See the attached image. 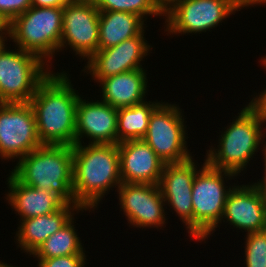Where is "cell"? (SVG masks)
I'll return each instance as SVG.
<instances>
[{"instance_id": "obj_1", "label": "cell", "mask_w": 266, "mask_h": 267, "mask_svg": "<svg viewBox=\"0 0 266 267\" xmlns=\"http://www.w3.org/2000/svg\"><path fill=\"white\" fill-rule=\"evenodd\" d=\"M66 74L51 73L29 101L42 145L76 144V108L80 96Z\"/></svg>"}, {"instance_id": "obj_2", "label": "cell", "mask_w": 266, "mask_h": 267, "mask_svg": "<svg viewBox=\"0 0 266 267\" xmlns=\"http://www.w3.org/2000/svg\"><path fill=\"white\" fill-rule=\"evenodd\" d=\"M73 148V194L84 209L97 204L110 188L122 184L118 144H75Z\"/></svg>"}, {"instance_id": "obj_3", "label": "cell", "mask_w": 266, "mask_h": 267, "mask_svg": "<svg viewBox=\"0 0 266 267\" xmlns=\"http://www.w3.org/2000/svg\"><path fill=\"white\" fill-rule=\"evenodd\" d=\"M11 173L23 184L55 193L65 203L79 205L74 198L73 148L42 145L17 162Z\"/></svg>"}, {"instance_id": "obj_4", "label": "cell", "mask_w": 266, "mask_h": 267, "mask_svg": "<svg viewBox=\"0 0 266 267\" xmlns=\"http://www.w3.org/2000/svg\"><path fill=\"white\" fill-rule=\"evenodd\" d=\"M221 134L218 149L210 148L206 162L214 168L239 174L259 149L266 117L252 100ZM264 123V124H262Z\"/></svg>"}, {"instance_id": "obj_5", "label": "cell", "mask_w": 266, "mask_h": 267, "mask_svg": "<svg viewBox=\"0 0 266 267\" xmlns=\"http://www.w3.org/2000/svg\"><path fill=\"white\" fill-rule=\"evenodd\" d=\"M237 174L211 167L205 160L201 170L197 171L192 187L193 238L206 240L222 221L229 189L224 184V177Z\"/></svg>"}, {"instance_id": "obj_6", "label": "cell", "mask_w": 266, "mask_h": 267, "mask_svg": "<svg viewBox=\"0 0 266 267\" xmlns=\"http://www.w3.org/2000/svg\"><path fill=\"white\" fill-rule=\"evenodd\" d=\"M63 7H34L10 22V38L18 48L43 61L59 51L62 36Z\"/></svg>"}, {"instance_id": "obj_7", "label": "cell", "mask_w": 266, "mask_h": 267, "mask_svg": "<svg viewBox=\"0 0 266 267\" xmlns=\"http://www.w3.org/2000/svg\"><path fill=\"white\" fill-rule=\"evenodd\" d=\"M5 46L0 45V103H28L51 74L45 69L47 60L20 48L9 51Z\"/></svg>"}, {"instance_id": "obj_8", "label": "cell", "mask_w": 266, "mask_h": 267, "mask_svg": "<svg viewBox=\"0 0 266 267\" xmlns=\"http://www.w3.org/2000/svg\"><path fill=\"white\" fill-rule=\"evenodd\" d=\"M182 110L175 104H161L152 112L143 140L165 163H178L191 158L186 147V130Z\"/></svg>"}, {"instance_id": "obj_9", "label": "cell", "mask_w": 266, "mask_h": 267, "mask_svg": "<svg viewBox=\"0 0 266 267\" xmlns=\"http://www.w3.org/2000/svg\"><path fill=\"white\" fill-rule=\"evenodd\" d=\"M245 6L239 0H177L164 14L170 34L201 33Z\"/></svg>"}, {"instance_id": "obj_10", "label": "cell", "mask_w": 266, "mask_h": 267, "mask_svg": "<svg viewBox=\"0 0 266 267\" xmlns=\"http://www.w3.org/2000/svg\"><path fill=\"white\" fill-rule=\"evenodd\" d=\"M42 146L36 119L28 103H0V156L22 158Z\"/></svg>"}, {"instance_id": "obj_11", "label": "cell", "mask_w": 266, "mask_h": 267, "mask_svg": "<svg viewBox=\"0 0 266 267\" xmlns=\"http://www.w3.org/2000/svg\"><path fill=\"white\" fill-rule=\"evenodd\" d=\"M99 13L93 0H77L63 7L60 50L69 45L87 60L98 51Z\"/></svg>"}, {"instance_id": "obj_12", "label": "cell", "mask_w": 266, "mask_h": 267, "mask_svg": "<svg viewBox=\"0 0 266 267\" xmlns=\"http://www.w3.org/2000/svg\"><path fill=\"white\" fill-rule=\"evenodd\" d=\"M119 200L128 222L136 227H163L166 202L156 184L122 183Z\"/></svg>"}, {"instance_id": "obj_13", "label": "cell", "mask_w": 266, "mask_h": 267, "mask_svg": "<svg viewBox=\"0 0 266 267\" xmlns=\"http://www.w3.org/2000/svg\"><path fill=\"white\" fill-rule=\"evenodd\" d=\"M143 36L144 30L138 36L124 40L118 45L98 49L88 59L85 68L97 82L123 72L143 69L140 63L151 49Z\"/></svg>"}, {"instance_id": "obj_14", "label": "cell", "mask_w": 266, "mask_h": 267, "mask_svg": "<svg viewBox=\"0 0 266 267\" xmlns=\"http://www.w3.org/2000/svg\"><path fill=\"white\" fill-rule=\"evenodd\" d=\"M193 161L191 157L183 162L165 164L158 184L164 201L180 216L192 238V187L198 171Z\"/></svg>"}, {"instance_id": "obj_15", "label": "cell", "mask_w": 266, "mask_h": 267, "mask_svg": "<svg viewBox=\"0 0 266 267\" xmlns=\"http://www.w3.org/2000/svg\"><path fill=\"white\" fill-rule=\"evenodd\" d=\"M118 150L122 183L159 184L165 163L143 139L120 142Z\"/></svg>"}, {"instance_id": "obj_16", "label": "cell", "mask_w": 266, "mask_h": 267, "mask_svg": "<svg viewBox=\"0 0 266 267\" xmlns=\"http://www.w3.org/2000/svg\"><path fill=\"white\" fill-rule=\"evenodd\" d=\"M90 144H117V108L104 101L87 102L79 97L76 108V144L84 136Z\"/></svg>"}, {"instance_id": "obj_17", "label": "cell", "mask_w": 266, "mask_h": 267, "mask_svg": "<svg viewBox=\"0 0 266 267\" xmlns=\"http://www.w3.org/2000/svg\"><path fill=\"white\" fill-rule=\"evenodd\" d=\"M241 186H232L222 220L248 233L265 230L266 198L253 184Z\"/></svg>"}, {"instance_id": "obj_18", "label": "cell", "mask_w": 266, "mask_h": 267, "mask_svg": "<svg viewBox=\"0 0 266 267\" xmlns=\"http://www.w3.org/2000/svg\"><path fill=\"white\" fill-rule=\"evenodd\" d=\"M77 210L79 212L83 208L80 205L65 203L54 213L20 220L16 240L21 250L33 255L50 235L60 230L73 218L72 212Z\"/></svg>"}, {"instance_id": "obj_19", "label": "cell", "mask_w": 266, "mask_h": 267, "mask_svg": "<svg viewBox=\"0 0 266 267\" xmlns=\"http://www.w3.org/2000/svg\"><path fill=\"white\" fill-rule=\"evenodd\" d=\"M10 174L7 180L10 188L7 200L20 215V220L54 213L65 204L55 193L25 185Z\"/></svg>"}, {"instance_id": "obj_20", "label": "cell", "mask_w": 266, "mask_h": 267, "mask_svg": "<svg viewBox=\"0 0 266 267\" xmlns=\"http://www.w3.org/2000/svg\"><path fill=\"white\" fill-rule=\"evenodd\" d=\"M146 75L144 69H137L101 79L102 101L117 109L143 102L147 93Z\"/></svg>"}, {"instance_id": "obj_21", "label": "cell", "mask_w": 266, "mask_h": 267, "mask_svg": "<svg viewBox=\"0 0 266 267\" xmlns=\"http://www.w3.org/2000/svg\"><path fill=\"white\" fill-rule=\"evenodd\" d=\"M144 21L130 12L100 11L98 49L109 48L138 36L145 28Z\"/></svg>"}, {"instance_id": "obj_22", "label": "cell", "mask_w": 266, "mask_h": 267, "mask_svg": "<svg viewBox=\"0 0 266 267\" xmlns=\"http://www.w3.org/2000/svg\"><path fill=\"white\" fill-rule=\"evenodd\" d=\"M160 102L143 101L130 107L117 109V144L127 140L143 139L149 119Z\"/></svg>"}, {"instance_id": "obj_23", "label": "cell", "mask_w": 266, "mask_h": 267, "mask_svg": "<svg viewBox=\"0 0 266 267\" xmlns=\"http://www.w3.org/2000/svg\"><path fill=\"white\" fill-rule=\"evenodd\" d=\"M74 218L60 230L50 235L33 254L38 259H48L60 256L85 254L81 241L73 225Z\"/></svg>"}, {"instance_id": "obj_24", "label": "cell", "mask_w": 266, "mask_h": 267, "mask_svg": "<svg viewBox=\"0 0 266 267\" xmlns=\"http://www.w3.org/2000/svg\"><path fill=\"white\" fill-rule=\"evenodd\" d=\"M93 2L99 11L130 12L142 19L144 16L163 14L151 0H93Z\"/></svg>"}, {"instance_id": "obj_25", "label": "cell", "mask_w": 266, "mask_h": 267, "mask_svg": "<svg viewBox=\"0 0 266 267\" xmlns=\"http://www.w3.org/2000/svg\"><path fill=\"white\" fill-rule=\"evenodd\" d=\"M246 267H266V229L247 233Z\"/></svg>"}, {"instance_id": "obj_26", "label": "cell", "mask_w": 266, "mask_h": 267, "mask_svg": "<svg viewBox=\"0 0 266 267\" xmlns=\"http://www.w3.org/2000/svg\"><path fill=\"white\" fill-rule=\"evenodd\" d=\"M38 260L39 267H84L87 259L85 254H76Z\"/></svg>"}, {"instance_id": "obj_27", "label": "cell", "mask_w": 266, "mask_h": 267, "mask_svg": "<svg viewBox=\"0 0 266 267\" xmlns=\"http://www.w3.org/2000/svg\"><path fill=\"white\" fill-rule=\"evenodd\" d=\"M32 6V0H0V13L12 21Z\"/></svg>"}, {"instance_id": "obj_28", "label": "cell", "mask_w": 266, "mask_h": 267, "mask_svg": "<svg viewBox=\"0 0 266 267\" xmlns=\"http://www.w3.org/2000/svg\"><path fill=\"white\" fill-rule=\"evenodd\" d=\"M77 0H32L34 7H64L66 4L76 2Z\"/></svg>"}, {"instance_id": "obj_29", "label": "cell", "mask_w": 266, "mask_h": 267, "mask_svg": "<svg viewBox=\"0 0 266 267\" xmlns=\"http://www.w3.org/2000/svg\"><path fill=\"white\" fill-rule=\"evenodd\" d=\"M6 36L10 37V21L0 13V45L5 44Z\"/></svg>"}, {"instance_id": "obj_30", "label": "cell", "mask_w": 266, "mask_h": 267, "mask_svg": "<svg viewBox=\"0 0 266 267\" xmlns=\"http://www.w3.org/2000/svg\"><path fill=\"white\" fill-rule=\"evenodd\" d=\"M155 6L164 14L177 2V0H151Z\"/></svg>"}, {"instance_id": "obj_31", "label": "cell", "mask_w": 266, "mask_h": 267, "mask_svg": "<svg viewBox=\"0 0 266 267\" xmlns=\"http://www.w3.org/2000/svg\"><path fill=\"white\" fill-rule=\"evenodd\" d=\"M264 149L262 151H264V162H265V172H264V175L261 182L258 181L257 183H254L253 185L261 192V194L266 198V142H265V145H263Z\"/></svg>"}, {"instance_id": "obj_32", "label": "cell", "mask_w": 266, "mask_h": 267, "mask_svg": "<svg viewBox=\"0 0 266 267\" xmlns=\"http://www.w3.org/2000/svg\"><path fill=\"white\" fill-rule=\"evenodd\" d=\"M263 111V114L266 117V89L258 95V97H254L252 99Z\"/></svg>"}, {"instance_id": "obj_33", "label": "cell", "mask_w": 266, "mask_h": 267, "mask_svg": "<svg viewBox=\"0 0 266 267\" xmlns=\"http://www.w3.org/2000/svg\"><path fill=\"white\" fill-rule=\"evenodd\" d=\"M245 7L254 4H266V0H239Z\"/></svg>"}, {"instance_id": "obj_34", "label": "cell", "mask_w": 266, "mask_h": 267, "mask_svg": "<svg viewBox=\"0 0 266 267\" xmlns=\"http://www.w3.org/2000/svg\"><path fill=\"white\" fill-rule=\"evenodd\" d=\"M0 267H13V266H9L6 263L4 264L3 262L0 261Z\"/></svg>"}, {"instance_id": "obj_35", "label": "cell", "mask_w": 266, "mask_h": 267, "mask_svg": "<svg viewBox=\"0 0 266 267\" xmlns=\"http://www.w3.org/2000/svg\"><path fill=\"white\" fill-rule=\"evenodd\" d=\"M261 60H263L262 61L263 66L265 65V67H266V56L263 59H261Z\"/></svg>"}]
</instances>
